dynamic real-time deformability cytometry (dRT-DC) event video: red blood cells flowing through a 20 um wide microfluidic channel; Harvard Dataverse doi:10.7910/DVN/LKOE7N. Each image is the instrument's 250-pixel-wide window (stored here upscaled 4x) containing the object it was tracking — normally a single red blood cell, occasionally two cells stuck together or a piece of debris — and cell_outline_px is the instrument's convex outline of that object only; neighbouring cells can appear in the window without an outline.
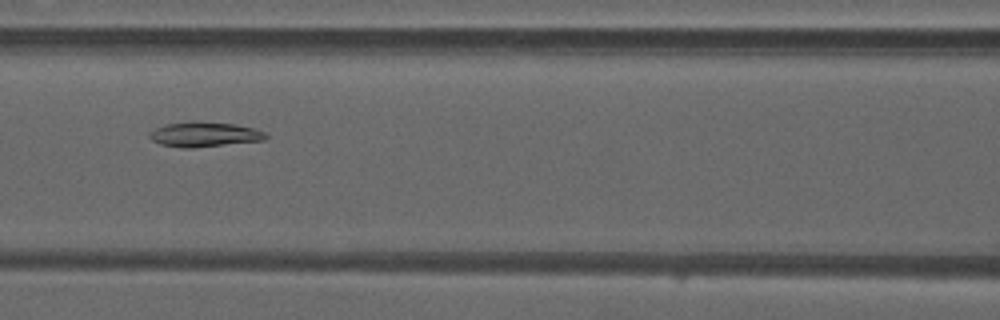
{"species": "common noctule bat (a hibernating species)", "species_latin": "Nyctalus noctula", "temperature_condition": "warm", "stored_images_in_passage": 35, "camera_frame_rate_fps": 3000, "um_per_image_px": 0.085, "animal": {"sex": "male", "forearm_length_mm": 52.5}, "frame": {"image": 1, "passage_image": 8, "time_ms": 2.333, "image_size_px": [1000, 320], "cell_outline_px": [[268, 136], [264, 140], [192, 148], [184, 148], [160, 144], [152, 140], [148, 136], [148, 132], [156, 128], [168, 124], [192, 120], [196, 120], [232, 124], [252, 128], [264, 132]], "centroid_in_image_um": [17.32, 11.41], "position_along_channel_um": 149.3, "area_um2": 16.82}}
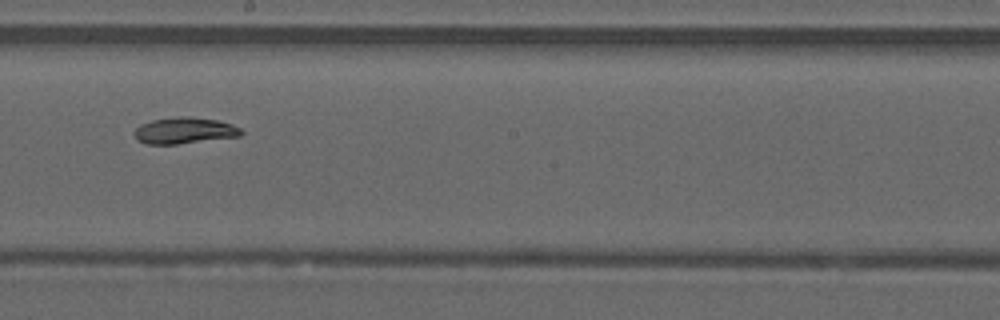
{"frame": {"image": 2, "passage_image": 14, "time_ms": 4.333, "image_size_px": [1000, 320], "cell_outline_px": [[244, 132], [240, 136], [176, 144], [148, 144], [140, 140], [132, 132], [140, 124], [152, 120], [180, 116], [188, 116], [216, 120], [232, 124], [240, 128]], "centroid_in_image_um": [15.69, 11.09], "position_along_channel_um": 232.5, "area_um2": 16.24}}
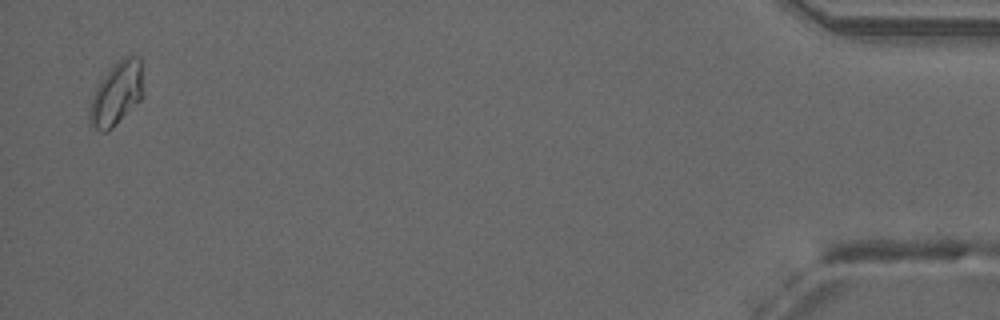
{"frame": {"image": 3, "passage_image": 34, "time_ms": 11.0, "image_size_px": [1000, 320], "cell_outline_px": [[144, 96], [108, 132], [100, 132], [92, 128], [88, 124], [88, 108], [92, 96], [100, 80], [124, 56], [140, 56]], "centroid_in_image_um": [9.88, 8.01], "position_along_channel_um": 425.3, "area_um2": 19.94}, "authors_computed_cell_mechanics": {"area_um2": 16.5886, "velocity_mm_per_s": 4.1724, "shape_relaxation_time_tau1_ms": null, "shape_relaxation_time_tau2_ms": 8.7041, "deformation_change_tau1": null, "deformation_change_tau2": 0.0795}}